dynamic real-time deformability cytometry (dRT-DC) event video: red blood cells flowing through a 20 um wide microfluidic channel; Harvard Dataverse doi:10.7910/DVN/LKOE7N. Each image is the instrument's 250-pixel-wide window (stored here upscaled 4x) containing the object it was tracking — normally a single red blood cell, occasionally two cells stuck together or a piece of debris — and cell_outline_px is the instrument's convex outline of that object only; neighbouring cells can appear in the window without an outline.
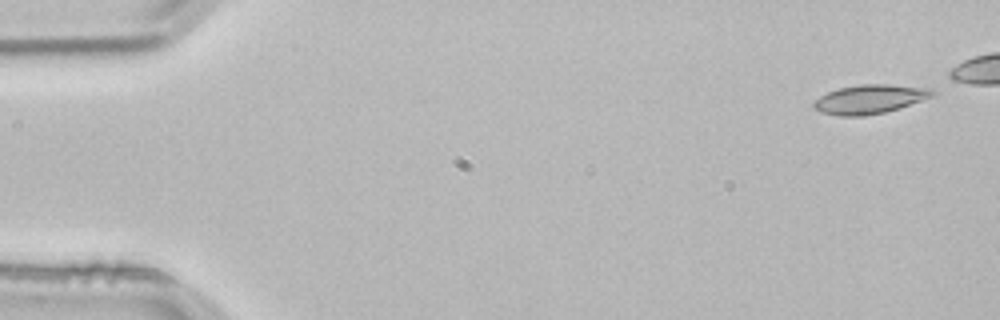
{"species": "common noctule bat (a hibernating species)", "species_latin": "Nyctalus noctula", "temperature_condition": "room temperature", "stored_images_in_passage": 45, "camera_frame_rate_fps": 3000, "um_per_image_px": 0.085, "animal": {"sex": "male", "body_mass_g": 21.5, "forearm_length_mm": 52.0}, "frame": {"image": 1, "passage_image": 1, "time_ms": 0.0, "image_size_px": [1000, 320], "cell_outline_px": [[936, 96], [884, 112], [860, 116], [836, 116], [820, 112], [812, 108], [812, 104], [820, 96], [828, 92], [840, 88], [860, 84], [888, 84], [932, 88], [936, 92]], "centroid_in_image_um": [73.94, 8.42], "position_along_channel_um": 11.1, "area_um2": 20.11}}
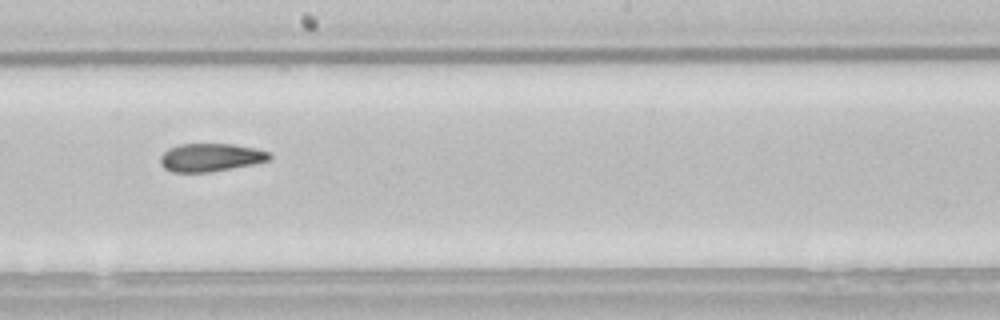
{"frame": {"image": 2, "passage_image": 28, "time_ms": 9.0, "image_size_px": [1000, 320], "cell_outline_px": [[272, 160], [256, 164], [212, 172], [172, 172], [164, 168], [160, 164], [160, 156], [168, 148], [180, 144], [232, 144], [256, 148], [268, 152], [272, 156]], "centroid_in_image_um": [17.93, 13.39], "position_along_channel_um": 230.3, "area_um2": 18.15}}
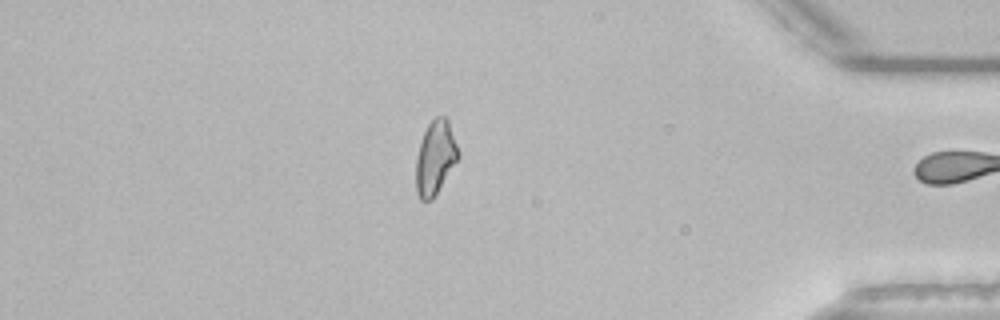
{"frame": {"image": 3, "passage_image": 44, "time_ms": 14.333, "image_size_px": [1000, 320], "cell_outline_px": [[460, 156], [432, 200], [420, 200], [416, 192], [416, 156], [424, 132], [428, 124], [436, 116], [444, 116], [448, 120], [460, 152]], "centroid_in_image_um": [37.0, 13.4], "position_along_channel_um": 398.2, "area_um2": 18.15}, "authors_computed_cell_mechanics": {"area_um2": 18.6694, "velocity_mm_per_s": 3.8457, "shape_relaxation_time_tau1_ms": 10.5687, "shape_relaxation_time_tau2_ms": 3.3391, "deformation_change_tau1": 0.2161, "deformation_change_tau2": 0.0973}}